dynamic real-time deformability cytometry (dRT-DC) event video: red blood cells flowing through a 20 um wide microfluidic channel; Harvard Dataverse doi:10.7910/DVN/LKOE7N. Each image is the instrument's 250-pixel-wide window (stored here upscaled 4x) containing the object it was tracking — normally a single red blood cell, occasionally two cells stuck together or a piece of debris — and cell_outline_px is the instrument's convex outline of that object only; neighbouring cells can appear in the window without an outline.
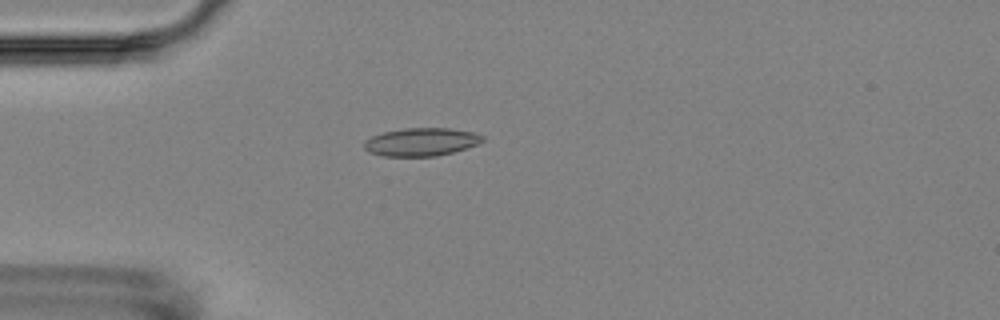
{"species": "Egyptian fruit bat (a non-hibernating species)", "species_latin": "Rousettus aegyptiacus", "temperature_condition": "room temperature", "stored_images_in_passage": 6, "camera_frame_rate_fps": 3000, "um_per_image_px": 0.085, "animal": {"sex": "female"}, "frame": {"image": 1, "passage_image": 5, "time_ms": 4.333, "image_size_px": [1000, 320], "cell_outline_px": [[484, 140], [476, 144], [452, 152], [436, 156], [384, 156], [368, 152], [364, 148], [364, 140], [372, 136], [384, 132], [404, 128], [448, 128], [472, 132], [484, 136]], "centroid_in_image_um": [35.76, 12.06], "position_along_channel_um": 49.2, "area_um2": 19.19}}